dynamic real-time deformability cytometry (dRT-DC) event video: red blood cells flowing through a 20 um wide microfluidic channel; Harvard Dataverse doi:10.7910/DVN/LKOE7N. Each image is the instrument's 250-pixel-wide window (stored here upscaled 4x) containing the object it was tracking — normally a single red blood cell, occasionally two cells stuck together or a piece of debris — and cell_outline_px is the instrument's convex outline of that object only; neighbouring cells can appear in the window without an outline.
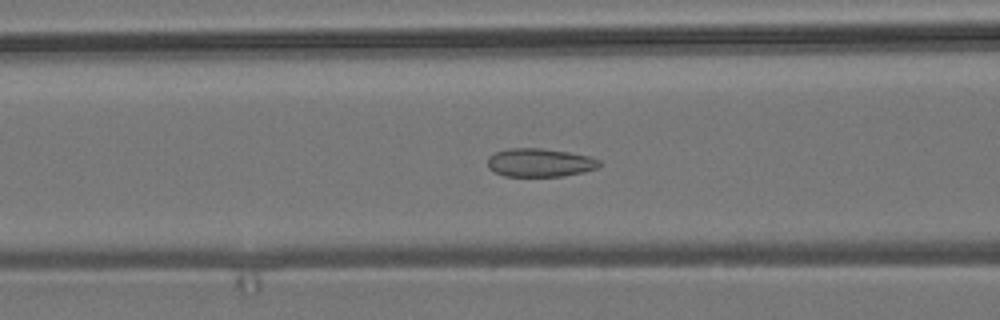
{"species": "common noctule bat (a hibernating species)", "species_latin": "Nyctalus noctula", "temperature_condition": "room temperature", "stored_images_in_passage": 57, "camera_frame_rate_fps": 3000, "um_per_image_px": 0.085, "animal": {"sex": "male", "body_mass_g": 19.2, "forearm_length_mm": 51.8}, "frame": {"image": 1, "passage_image": 23, "time_ms": 7.333, "image_size_px": [1000, 320], "cell_outline_px": [[600, 164], [596, 168], [584, 172], [560, 176], [504, 176], [488, 168], [488, 156], [496, 152], [508, 148], [540, 148], [568, 152], [588, 156], [600, 160]], "centroid_in_image_um": [45.86, 13.82], "position_along_channel_um": 120.7, "area_um2": 18.38}}
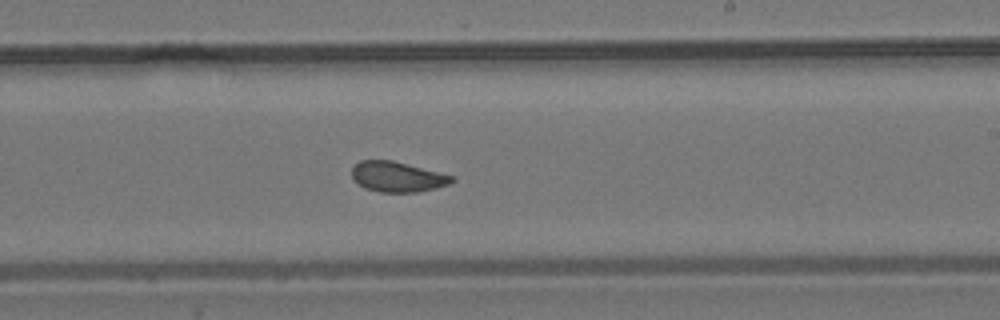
{"frame": {"image": 2, "passage_image": 34, "time_ms": 11.0, "image_size_px": [1000, 320], "cell_outline_px": [[456, 180], [448, 184], [436, 188], [420, 192], [380, 192], [364, 188], [352, 180], [352, 168], [360, 160], [392, 160], [452, 176]], "centroid_in_image_um": [33.73, 15.04], "position_along_channel_um": 255.3, "area_um2": 17.57}}
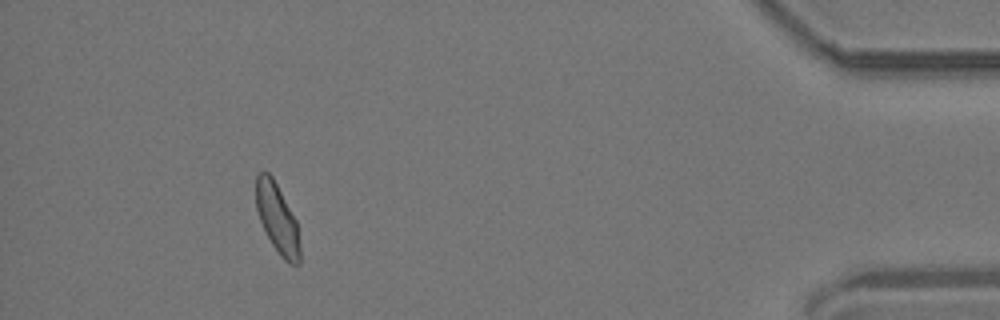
{"frame": {"image": 3, "passage_image": 52, "time_ms": 17.0, "image_size_px": [1000, 320], "cell_outline_px": [[300, 264], [292, 264], [284, 260], [280, 256], [272, 244], [260, 220], [256, 208], [256, 176], [260, 172], [268, 172], [272, 176], [296, 220], [300, 244]], "centroid_in_image_um": [23.58, 18.59], "position_along_channel_um": 411.6, "area_um2": 17.57}, "authors_computed_cell_mechanics": {"area_um2": 18.496, "velocity_mm_per_s": 3.6666, "shape_relaxation_time_tau1_ms": 5.4579, "shape_relaxation_time_tau2_ms": 0.9669, "deformation_change_tau1": 0.0976, "deformation_change_tau2": 0.0414}}